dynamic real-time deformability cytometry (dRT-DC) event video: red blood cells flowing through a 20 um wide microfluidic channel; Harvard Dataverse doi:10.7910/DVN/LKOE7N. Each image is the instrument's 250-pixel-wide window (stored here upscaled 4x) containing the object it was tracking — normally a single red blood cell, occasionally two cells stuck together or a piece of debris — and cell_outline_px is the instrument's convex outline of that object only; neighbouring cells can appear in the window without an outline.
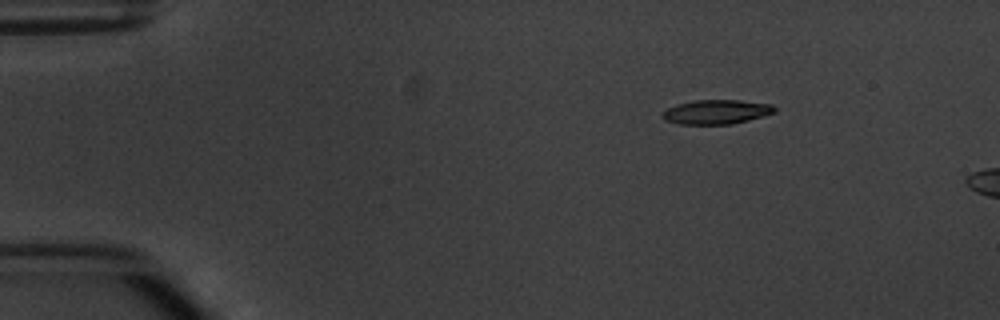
{"species": "common noctule bat (a hibernating species)", "species_latin": "Nyctalus noctula", "temperature_condition": "warm", "stored_images_in_passage": 3, "camera_frame_rate_fps": 3000, "um_per_image_px": 0.085, "animal": {"sex": "male", "body_mass_g": 20.1, "forearm_length_mm": 53.5}, "frame": {"image": 1, "passage_image": 1, "time_ms": 0.0, "image_size_px": [1000, 320], "cell_outline_px": [[776, 112], [764, 116], [732, 124], [680, 124], [664, 120], [664, 112], [668, 108], [676, 104], [692, 100], [740, 100], [772, 104], [776, 108]], "centroid_in_image_um": [60.93, 9.5], "position_along_channel_um": 24.1, "area_um2": 15.9}}